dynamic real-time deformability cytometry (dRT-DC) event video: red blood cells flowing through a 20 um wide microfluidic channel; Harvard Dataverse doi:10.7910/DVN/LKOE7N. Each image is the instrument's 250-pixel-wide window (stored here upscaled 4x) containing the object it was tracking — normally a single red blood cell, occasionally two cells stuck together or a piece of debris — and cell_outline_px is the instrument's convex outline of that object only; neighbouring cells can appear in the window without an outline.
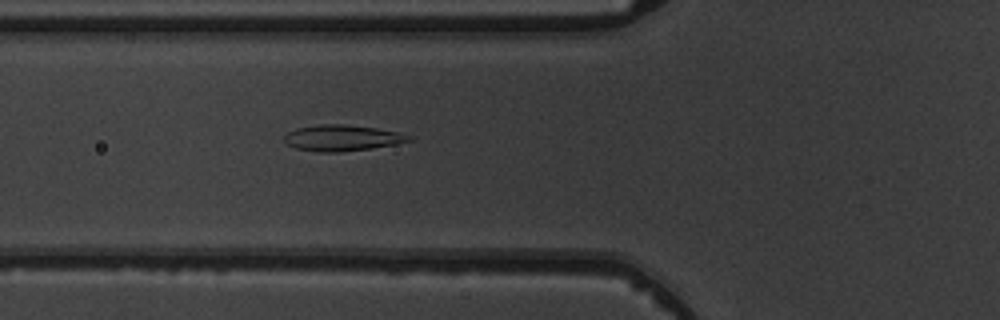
{"species": "common noctule bat (a hibernating species)", "species_latin": "Nyctalus noctula", "temperature_condition": "warm", "stored_images_in_passage": 2, "camera_frame_rate_fps": 3000, "um_per_image_px": 0.085, "animal": {"sex": "male", "body_mass_g": 19.5, "forearm_length_mm": 54.6}, "frame": {"image": 1, "passage_image": 2, "time_ms": 1.0, "image_size_px": [1000, 320], "cell_outline_px": [[412, 140], [372, 148], [340, 152], [320, 152], [296, 148], [288, 144], [284, 140], [284, 136], [288, 132], [296, 128], [320, 124], [344, 124], [376, 128], [396, 132], [412, 136]], "centroid_in_image_um": [29.05, 11.72], "position_along_channel_um": 96.8, "area_um2": 18.67}}